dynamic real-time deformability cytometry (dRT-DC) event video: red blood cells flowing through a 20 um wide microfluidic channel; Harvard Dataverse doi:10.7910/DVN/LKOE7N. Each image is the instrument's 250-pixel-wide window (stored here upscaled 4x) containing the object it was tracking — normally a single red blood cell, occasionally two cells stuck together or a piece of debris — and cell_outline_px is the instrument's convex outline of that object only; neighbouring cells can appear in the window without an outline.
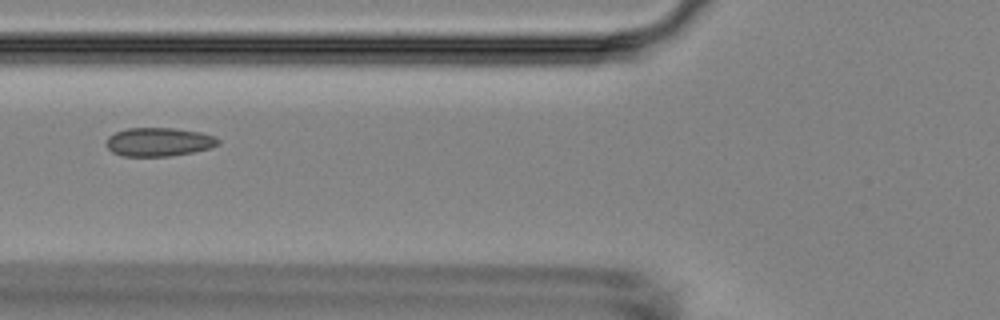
{"species": "Egyptian fruit bat (a non-hibernating species)", "species_latin": "Rousettus aegyptiacus", "temperature_condition": "room temperature", "stored_images_in_passage": 6, "camera_frame_rate_fps": 3000, "um_per_image_px": 0.085, "animal": {"sex": "female"}, "frame": {"image": 1, "passage_image": 3, "time_ms": 2.333, "image_size_px": [1000, 320], "cell_outline_px": [[220, 144], [208, 148], [192, 152], [168, 156], [124, 156], [112, 152], [104, 144], [108, 136], [116, 132], [128, 128], [172, 128], [200, 132], [212, 136], [220, 140]], "centroid_in_image_um": [13.46, 12.06], "position_along_channel_um": 112.3, "area_um2": 18.55}}
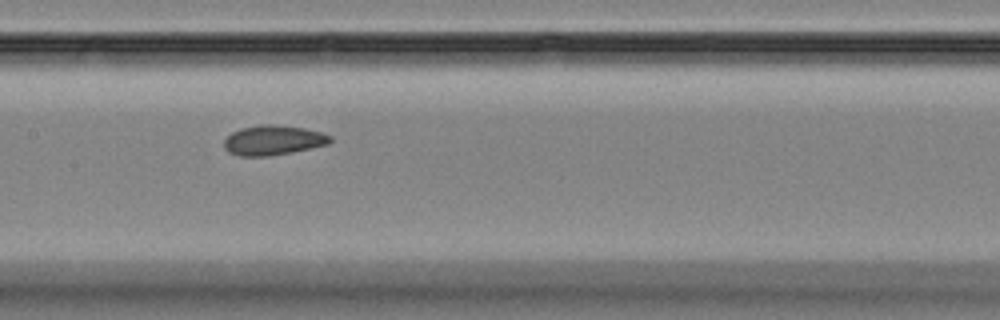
{"frame": {"image": 2, "passage_image": 5, "time_ms": 4.333, "image_size_px": [1000, 320], "cell_outline_px": [[332, 140], [328, 144], [292, 152], [268, 156], [240, 156], [228, 152], [224, 148], [224, 140], [232, 132], [240, 128], [260, 124], [276, 124], [304, 128], [320, 132], [332, 136]], "centroid_in_image_um": [23.2, 11.91], "position_along_channel_um": 184.2, "area_um2": 18.5}}
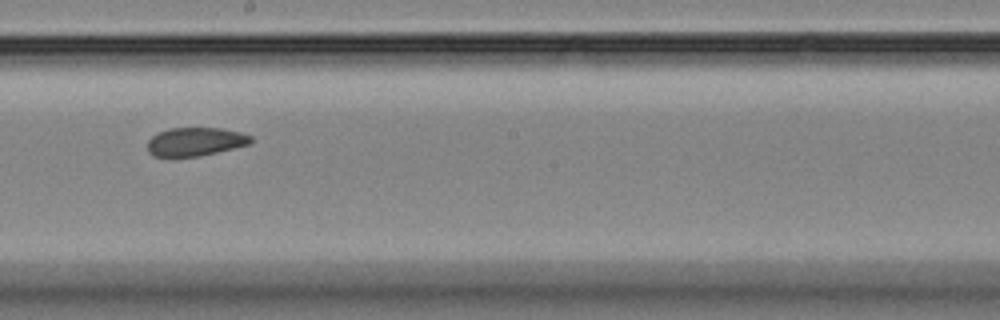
{"frame": {"image": 3, "passage_image": 6, "time_ms": 5.667, "image_size_px": [1000, 320], "cell_outline_px": [[252, 140], [248, 144], [200, 156], [152, 156], [148, 152], [148, 140], [152, 136], [168, 128], [224, 128], [240, 132], [252, 136]], "centroid_in_image_um": [16.59, 12.03], "position_along_channel_um": 231.6, "area_um2": 16.99}}